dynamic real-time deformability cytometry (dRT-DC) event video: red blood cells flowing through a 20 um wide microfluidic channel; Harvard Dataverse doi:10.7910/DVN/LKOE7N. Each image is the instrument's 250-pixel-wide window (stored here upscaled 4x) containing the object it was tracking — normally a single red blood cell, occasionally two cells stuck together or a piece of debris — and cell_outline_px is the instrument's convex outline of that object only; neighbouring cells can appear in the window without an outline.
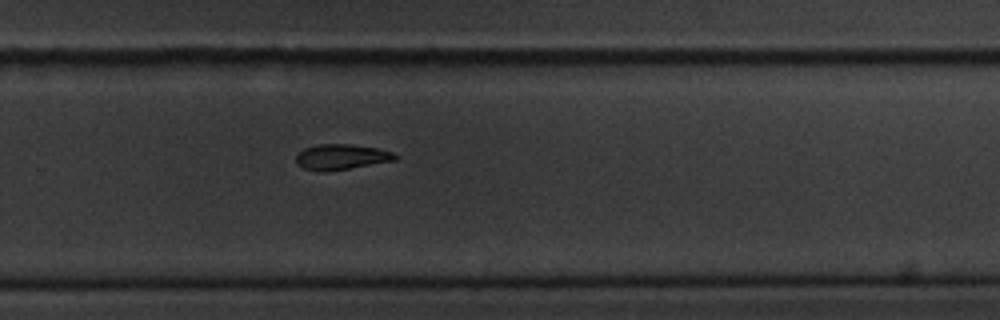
{"species": "common noctule bat (a hibernating species)", "species_latin": "Nyctalus noctula", "temperature_condition": "cold", "stored_images_in_passage": 10, "camera_frame_rate_fps": 3000, "um_per_image_px": 0.085, "animal": {"sex": "male", "body_mass_g": 20.1, "forearm_length_mm": 53.5}, "frame": {"image": 1, "passage_image": 10, "time_ms": 3.0, "image_size_px": [1000, 320], "cell_outline_px": [[396, 160], [348, 168], [304, 168], [296, 164], [296, 156], [304, 148], [320, 144], [352, 144], [376, 148], [392, 152], [396, 156]], "centroid_in_image_um": [29.04, 13.28], "position_along_channel_um": 300.8, "area_um2": 13.81}}